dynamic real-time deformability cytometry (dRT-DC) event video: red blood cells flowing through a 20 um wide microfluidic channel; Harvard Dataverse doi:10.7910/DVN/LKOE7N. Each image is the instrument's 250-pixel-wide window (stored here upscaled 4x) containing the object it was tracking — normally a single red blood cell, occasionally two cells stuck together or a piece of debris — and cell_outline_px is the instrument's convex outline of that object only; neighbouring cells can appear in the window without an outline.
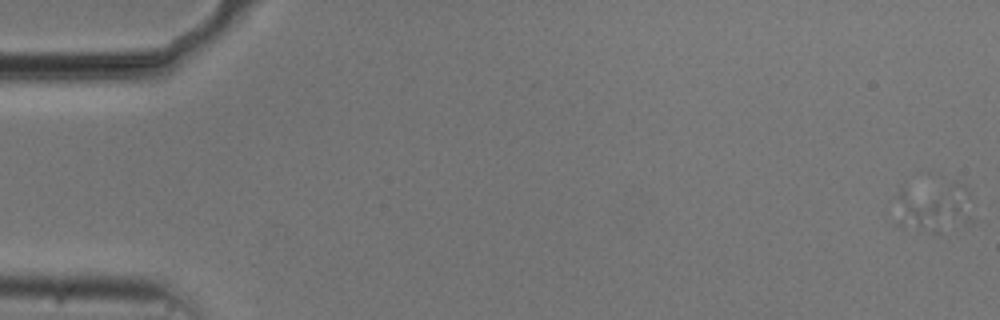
{"species": "common noctule bat (a hibernating species)", "species_latin": "Nyctalus noctula", "temperature_condition": "cold", "stored_images_in_passage": 57, "camera_frame_rate_fps": 3000, "um_per_image_px": 0.085, "animal": {"sex": "male", "body_mass_g": 20.5, "forearm_length_mm": 52.5}, "frame": {"image": 1, "passage_image": 1, "time_ms": 0.0, "image_size_px": [1000, 320], "cell_outline_px": [[976, 216], [968, 224], [940, 232], [932, 232], [900, 228], [892, 224], [896, 196], [900, 192], [904, 192], [956, 204]], "centroid_in_image_um": [78.9, 18.18], "position_along_channel_um": 6.1, "area_um2": 16.53}}
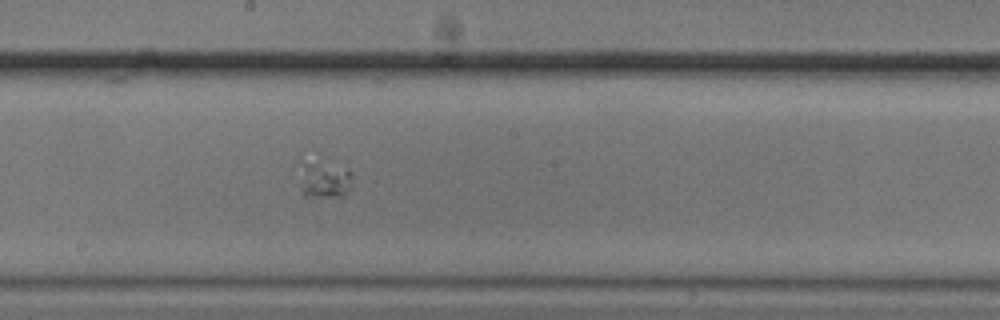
{"frame": {"image": 2, "passage_image": 32, "time_ms": 10.333, "image_size_px": [1000, 320], "cell_outline_px": [[352, 176], [348, 188], [344, 196], [304, 196], [304, 164], [320, 152], [348, 168], [352, 172]], "centroid_in_image_um": [27.69, 15.06], "position_along_channel_um": 220.5, "area_um2": 11.91}}
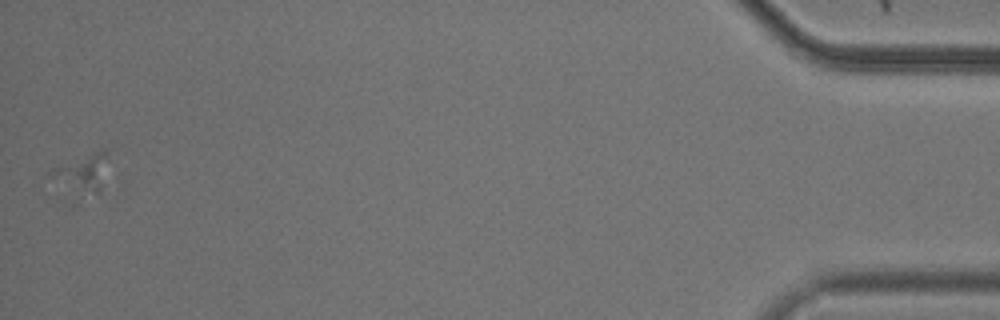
{"frame": {"image": 3, "passage_image": 57, "time_ms": 18.667, "image_size_px": [1000, 320], "cell_outline_px": [[108, 148], [100, 192], [80, 204], [68, 204], [44, 172], [52, 168], [100, 148]], "centroid_in_image_um": [6.78, 15.01], "position_along_channel_um": 428.4, "area_um2": 15.55}}